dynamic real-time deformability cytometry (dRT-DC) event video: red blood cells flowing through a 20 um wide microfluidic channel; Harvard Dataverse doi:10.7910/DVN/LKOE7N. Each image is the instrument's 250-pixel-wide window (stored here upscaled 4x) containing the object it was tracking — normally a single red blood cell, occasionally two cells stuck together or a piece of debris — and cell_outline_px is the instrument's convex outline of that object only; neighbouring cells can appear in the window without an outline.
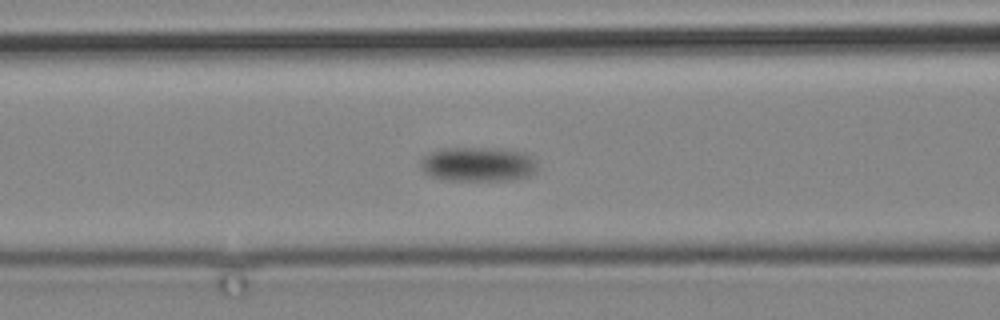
{"species": "common noctule bat (a hibernating species)", "species_latin": "Nyctalus noctula", "temperature_condition": "cold", "stored_images_in_passage": 20, "camera_frame_rate_fps": 3000, "um_per_image_px": 0.085, "animal": {"sex": "male", "body_mass_g": 19.2, "forearm_length_mm": 51.8}, "frame": {"image": 1, "passage_image": 15, "time_ms": 17.0, "image_size_px": [1000, 320], "cell_outline_px": [[536, 172], [528, 176], [512, 180], [448, 180], [428, 176], [420, 168], [420, 160], [424, 156], [432, 152], [444, 148], [500, 148], [524, 152], [536, 160]], "centroid_in_image_um": [40.63, 13.96], "position_along_channel_um": 126.0, "area_um2": 23.64}}
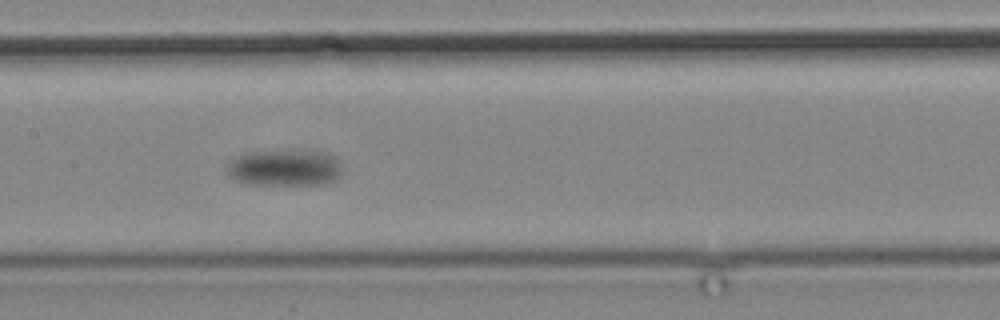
{"frame": {"image": 2, "passage_image": 17, "time_ms": 19.333, "image_size_px": [1000, 320], "cell_outline_px": [[344, 172], [340, 176], [332, 180], [320, 184], [248, 184], [236, 180], [228, 176], [224, 168], [236, 156], [244, 152], [320, 152], [332, 156], [340, 160], [344, 168]], "centroid_in_image_um": [24.18, 14.28], "position_along_channel_um": 183.2, "area_um2": 24.22}}
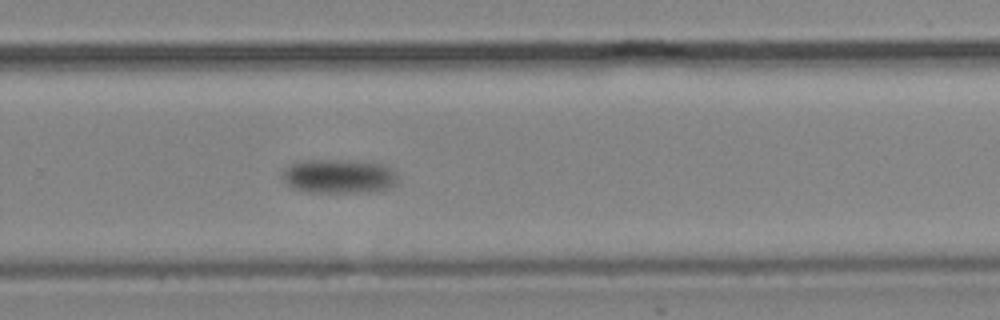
{"frame": {"image": 3, "passage_image": 20, "time_ms": 24.0, "image_size_px": [1000, 320], "cell_outline_px": [[400, 180], [396, 184], [388, 188], [360, 192], [308, 192], [292, 188], [280, 176], [284, 168], [288, 164], [300, 160], [348, 160], [384, 164], [392, 168], [396, 172]], "centroid_in_image_um": [28.79, 14.96], "position_along_channel_um": 301.0, "area_um2": 23.29}}